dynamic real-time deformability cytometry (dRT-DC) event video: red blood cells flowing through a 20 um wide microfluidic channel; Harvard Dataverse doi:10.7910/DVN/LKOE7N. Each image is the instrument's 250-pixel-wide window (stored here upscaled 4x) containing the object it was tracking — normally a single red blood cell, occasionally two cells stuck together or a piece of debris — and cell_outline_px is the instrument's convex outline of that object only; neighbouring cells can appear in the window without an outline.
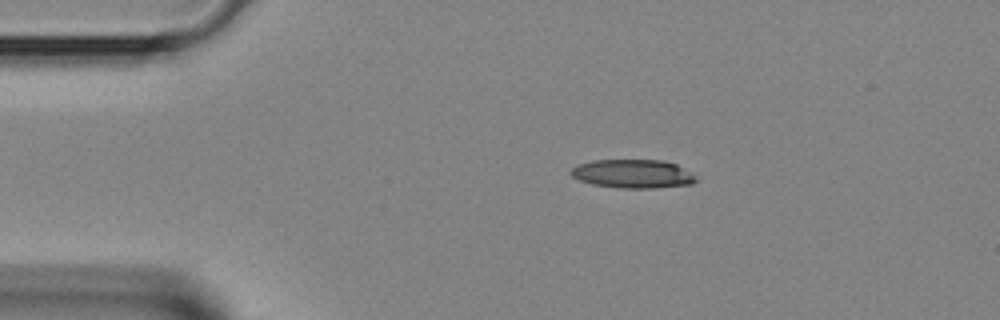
{"species": "Egyptian fruit bat (a non-hibernating species)", "species_latin": "Rousettus aegyptiacus", "temperature_condition": "room temperature", "stored_images_in_passage": 2, "camera_frame_rate_fps": 3000, "um_per_image_px": 0.085, "animal": {"sex": "female"}, "frame": {"image": 1, "passage_image": 1, "time_ms": 0.0, "image_size_px": [1000, 320], "cell_outline_px": [[696, 180], [692, 184], [656, 188], [616, 188], [592, 184], [580, 180], [572, 176], [568, 172], [572, 168], [580, 164], [592, 160], [660, 160], [676, 164], [696, 176]], "centroid_in_image_um": [53.77, 14.78], "position_along_channel_um": 31.2, "area_um2": 20.87}}